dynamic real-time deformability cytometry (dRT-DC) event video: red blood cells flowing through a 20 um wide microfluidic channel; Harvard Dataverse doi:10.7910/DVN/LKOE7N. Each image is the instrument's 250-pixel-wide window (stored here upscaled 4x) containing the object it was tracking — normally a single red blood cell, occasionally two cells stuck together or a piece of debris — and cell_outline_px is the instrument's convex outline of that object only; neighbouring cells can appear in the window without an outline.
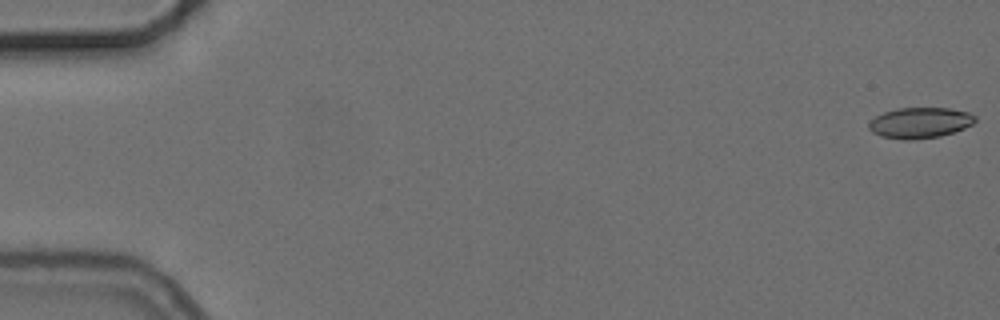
{"species": "common noctule bat (a hibernating species)", "species_latin": "Nyctalus noctula", "temperature_condition": "cold", "stored_images_in_passage": 10, "camera_frame_rate_fps": 3000, "um_per_image_px": 0.085, "animal": {"sex": "female", "body_mass_g": 24.6, "forearm_length_mm": 56.2}, "frame": {"image": 1, "passage_image": 1, "time_ms": 0.0, "image_size_px": [1000, 320], "cell_outline_px": [[976, 120], [972, 124], [964, 128], [940, 136], [912, 140], [900, 140], [880, 136], [872, 132], [868, 128], [868, 124], [876, 116], [884, 112], [896, 108], [948, 108], [968, 112], [976, 116]], "centroid_in_image_um": [78.17, 10.44], "position_along_channel_um": 6.8, "area_um2": 19.07}}